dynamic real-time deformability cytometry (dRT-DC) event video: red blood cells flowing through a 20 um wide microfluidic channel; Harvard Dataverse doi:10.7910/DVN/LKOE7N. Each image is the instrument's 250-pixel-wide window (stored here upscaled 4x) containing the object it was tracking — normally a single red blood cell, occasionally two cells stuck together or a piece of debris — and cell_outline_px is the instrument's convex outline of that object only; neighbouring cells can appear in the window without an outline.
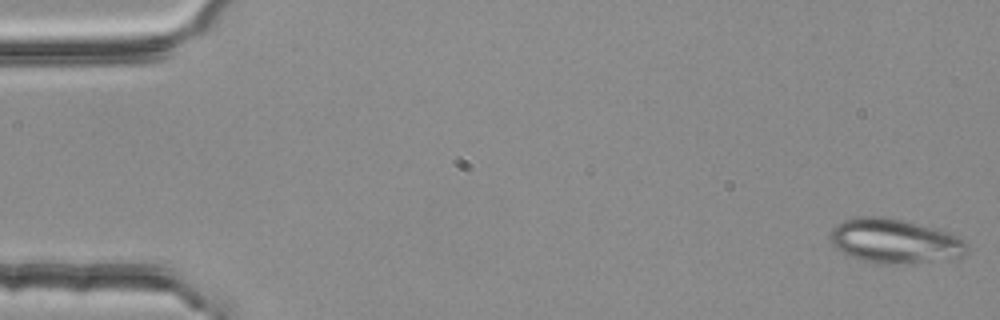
{"species": "common noctule bat (a hibernating species)", "species_latin": "Nyctalus noctula", "temperature_condition": "room temperature", "stored_images_in_passage": 5, "segment_of_instrument_passage": [1, 2], "camera_frame_rate_fps": 3000, "um_per_image_px": 0.085, "animal": {"sex": "female", "body_mass_g": 25.1}, "frame": {"image": 1, "passage_image": 1, "time_ms": 0.0, "image_size_px": [1000, 320], "cell_outline_px": [[968, 252], [964, 256], [892, 264], [876, 264], [860, 260], [836, 248], [832, 244], [828, 236], [832, 228], [836, 224], [844, 220], [860, 216], [884, 216], [904, 220], [952, 232], [960, 236], [968, 244]], "centroid_in_image_um": [76.04, 20.46], "position_along_channel_um": 9.0, "area_um2": 35.49}}